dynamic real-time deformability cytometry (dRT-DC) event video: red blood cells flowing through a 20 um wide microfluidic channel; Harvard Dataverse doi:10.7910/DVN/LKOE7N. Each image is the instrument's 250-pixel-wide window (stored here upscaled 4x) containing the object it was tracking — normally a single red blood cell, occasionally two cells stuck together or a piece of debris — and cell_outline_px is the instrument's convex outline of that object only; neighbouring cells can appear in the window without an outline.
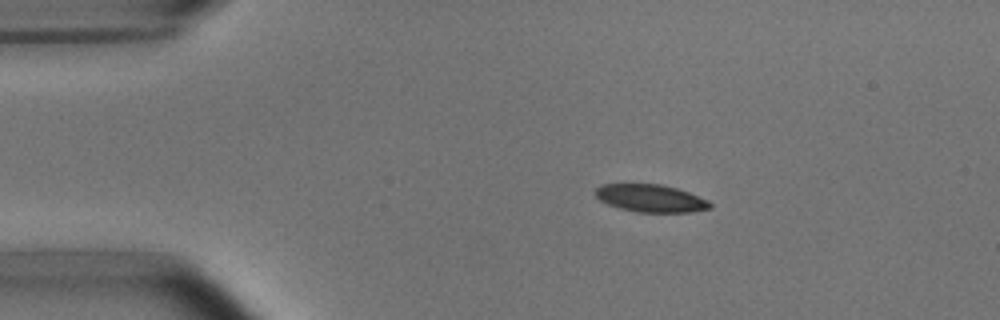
{"species": "common noctule bat (a hibernating species)", "species_latin": "Nyctalus noctula", "temperature_condition": "room temperature", "stored_images_in_passage": 5, "segment_of_instrument_passage": [1, 2], "camera_frame_rate_fps": 3000, "um_per_image_px": 0.085, "animal": {"sex": "male", "body_mass_g": 15.6}, "frame": {"image": 1, "passage_image": 2, "time_ms": 1.333, "image_size_px": [1000, 320], "cell_outline_px": [[712, 208], [692, 212], [636, 212], [620, 208], [608, 204], [600, 200], [596, 196], [596, 188], [600, 184], [660, 184], [676, 188], [688, 192], [708, 200], [712, 204]], "centroid_in_image_um": [55.32, 16.85], "position_along_channel_um": 29.7, "area_um2": 18.38}}